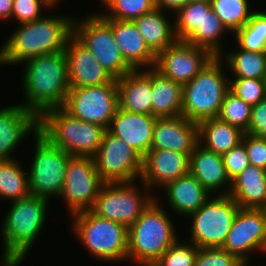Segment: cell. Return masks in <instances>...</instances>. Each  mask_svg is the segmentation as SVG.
<instances>
[{
    "instance_id": "2e32d148",
    "label": "cell",
    "mask_w": 266,
    "mask_h": 266,
    "mask_svg": "<svg viewBox=\"0 0 266 266\" xmlns=\"http://www.w3.org/2000/svg\"><path fill=\"white\" fill-rule=\"evenodd\" d=\"M214 57L208 49L177 40L156 56L154 68L163 76L183 86Z\"/></svg>"
},
{
    "instance_id": "ee69618b",
    "label": "cell",
    "mask_w": 266,
    "mask_h": 266,
    "mask_svg": "<svg viewBox=\"0 0 266 266\" xmlns=\"http://www.w3.org/2000/svg\"><path fill=\"white\" fill-rule=\"evenodd\" d=\"M245 133L266 138V97L252 106L249 128Z\"/></svg>"
},
{
    "instance_id": "836d02e7",
    "label": "cell",
    "mask_w": 266,
    "mask_h": 266,
    "mask_svg": "<svg viewBox=\"0 0 266 266\" xmlns=\"http://www.w3.org/2000/svg\"><path fill=\"white\" fill-rule=\"evenodd\" d=\"M210 3L212 10L232 34L243 27L254 12L248 0H211Z\"/></svg>"
},
{
    "instance_id": "f1b7e54d",
    "label": "cell",
    "mask_w": 266,
    "mask_h": 266,
    "mask_svg": "<svg viewBox=\"0 0 266 266\" xmlns=\"http://www.w3.org/2000/svg\"><path fill=\"white\" fill-rule=\"evenodd\" d=\"M199 126V143L206 149L223 155L237 146L243 138V132L218 117L203 120Z\"/></svg>"
},
{
    "instance_id": "7a4b0ae2",
    "label": "cell",
    "mask_w": 266,
    "mask_h": 266,
    "mask_svg": "<svg viewBox=\"0 0 266 266\" xmlns=\"http://www.w3.org/2000/svg\"><path fill=\"white\" fill-rule=\"evenodd\" d=\"M21 105L40 117L45 111L63 107L70 90L65 51L40 55L26 61Z\"/></svg>"
},
{
    "instance_id": "cb8c5ba5",
    "label": "cell",
    "mask_w": 266,
    "mask_h": 266,
    "mask_svg": "<svg viewBox=\"0 0 266 266\" xmlns=\"http://www.w3.org/2000/svg\"><path fill=\"white\" fill-rule=\"evenodd\" d=\"M117 85L120 108L152 115L151 68L133 70L117 78Z\"/></svg>"
},
{
    "instance_id": "d590c367",
    "label": "cell",
    "mask_w": 266,
    "mask_h": 266,
    "mask_svg": "<svg viewBox=\"0 0 266 266\" xmlns=\"http://www.w3.org/2000/svg\"><path fill=\"white\" fill-rule=\"evenodd\" d=\"M210 2H190L174 13L175 35L185 41L201 25L205 14L211 10Z\"/></svg>"
},
{
    "instance_id": "74e56055",
    "label": "cell",
    "mask_w": 266,
    "mask_h": 266,
    "mask_svg": "<svg viewBox=\"0 0 266 266\" xmlns=\"http://www.w3.org/2000/svg\"><path fill=\"white\" fill-rule=\"evenodd\" d=\"M178 238L151 266H195L198 247Z\"/></svg>"
},
{
    "instance_id": "bcb514c9",
    "label": "cell",
    "mask_w": 266,
    "mask_h": 266,
    "mask_svg": "<svg viewBox=\"0 0 266 266\" xmlns=\"http://www.w3.org/2000/svg\"><path fill=\"white\" fill-rule=\"evenodd\" d=\"M13 0H0V20H12Z\"/></svg>"
},
{
    "instance_id": "5b68a950",
    "label": "cell",
    "mask_w": 266,
    "mask_h": 266,
    "mask_svg": "<svg viewBox=\"0 0 266 266\" xmlns=\"http://www.w3.org/2000/svg\"><path fill=\"white\" fill-rule=\"evenodd\" d=\"M106 130L98 124L77 119L63 107L47 110L39 117V133L71 156L93 157Z\"/></svg>"
},
{
    "instance_id": "e575fe53",
    "label": "cell",
    "mask_w": 266,
    "mask_h": 266,
    "mask_svg": "<svg viewBox=\"0 0 266 266\" xmlns=\"http://www.w3.org/2000/svg\"><path fill=\"white\" fill-rule=\"evenodd\" d=\"M103 11L99 13L106 19L133 21L156 8V0H101Z\"/></svg>"
},
{
    "instance_id": "9a60e30c",
    "label": "cell",
    "mask_w": 266,
    "mask_h": 266,
    "mask_svg": "<svg viewBox=\"0 0 266 266\" xmlns=\"http://www.w3.org/2000/svg\"><path fill=\"white\" fill-rule=\"evenodd\" d=\"M221 248L235 255L240 261H250L252 252L260 251L264 254L266 248L264 210L240 207Z\"/></svg>"
},
{
    "instance_id": "d6986e66",
    "label": "cell",
    "mask_w": 266,
    "mask_h": 266,
    "mask_svg": "<svg viewBox=\"0 0 266 266\" xmlns=\"http://www.w3.org/2000/svg\"><path fill=\"white\" fill-rule=\"evenodd\" d=\"M64 51L68 62L70 87L99 86L114 79L73 35L67 40Z\"/></svg>"
},
{
    "instance_id": "83f0119b",
    "label": "cell",
    "mask_w": 266,
    "mask_h": 266,
    "mask_svg": "<svg viewBox=\"0 0 266 266\" xmlns=\"http://www.w3.org/2000/svg\"><path fill=\"white\" fill-rule=\"evenodd\" d=\"M183 86L151 68L152 115L157 118L176 117L182 111Z\"/></svg>"
},
{
    "instance_id": "e0dca14e",
    "label": "cell",
    "mask_w": 266,
    "mask_h": 266,
    "mask_svg": "<svg viewBox=\"0 0 266 266\" xmlns=\"http://www.w3.org/2000/svg\"><path fill=\"white\" fill-rule=\"evenodd\" d=\"M32 132V133H31ZM39 132V117L21 104L0 107V160L13 159L23 139Z\"/></svg>"
},
{
    "instance_id": "816d5d0a",
    "label": "cell",
    "mask_w": 266,
    "mask_h": 266,
    "mask_svg": "<svg viewBox=\"0 0 266 266\" xmlns=\"http://www.w3.org/2000/svg\"><path fill=\"white\" fill-rule=\"evenodd\" d=\"M263 80H264L265 96H266V76H265V78Z\"/></svg>"
},
{
    "instance_id": "7402d4cb",
    "label": "cell",
    "mask_w": 266,
    "mask_h": 266,
    "mask_svg": "<svg viewBox=\"0 0 266 266\" xmlns=\"http://www.w3.org/2000/svg\"><path fill=\"white\" fill-rule=\"evenodd\" d=\"M189 172L212 195H229L231 181L222 155L198 143L190 154Z\"/></svg>"
},
{
    "instance_id": "4dcf8cb0",
    "label": "cell",
    "mask_w": 266,
    "mask_h": 266,
    "mask_svg": "<svg viewBox=\"0 0 266 266\" xmlns=\"http://www.w3.org/2000/svg\"><path fill=\"white\" fill-rule=\"evenodd\" d=\"M20 163L15 158L0 160V198L8 202L31 194L28 172Z\"/></svg>"
},
{
    "instance_id": "4fadbf2b",
    "label": "cell",
    "mask_w": 266,
    "mask_h": 266,
    "mask_svg": "<svg viewBox=\"0 0 266 266\" xmlns=\"http://www.w3.org/2000/svg\"><path fill=\"white\" fill-rule=\"evenodd\" d=\"M93 158L104 182H133L141 179L143 157L108 130Z\"/></svg>"
},
{
    "instance_id": "ba28073f",
    "label": "cell",
    "mask_w": 266,
    "mask_h": 266,
    "mask_svg": "<svg viewBox=\"0 0 266 266\" xmlns=\"http://www.w3.org/2000/svg\"><path fill=\"white\" fill-rule=\"evenodd\" d=\"M136 182H104L91 211L129 228L156 199L153 190L141 180L143 189L139 188Z\"/></svg>"
},
{
    "instance_id": "c3c4849f",
    "label": "cell",
    "mask_w": 266,
    "mask_h": 266,
    "mask_svg": "<svg viewBox=\"0 0 266 266\" xmlns=\"http://www.w3.org/2000/svg\"><path fill=\"white\" fill-rule=\"evenodd\" d=\"M52 9L59 3L60 0H44Z\"/></svg>"
},
{
    "instance_id": "603a6c76",
    "label": "cell",
    "mask_w": 266,
    "mask_h": 266,
    "mask_svg": "<svg viewBox=\"0 0 266 266\" xmlns=\"http://www.w3.org/2000/svg\"><path fill=\"white\" fill-rule=\"evenodd\" d=\"M112 33L125 61L134 70L155 67L156 55L149 49L133 21L112 19Z\"/></svg>"
},
{
    "instance_id": "d6a6232c",
    "label": "cell",
    "mask_w": 266,
    "mask_h": 266,
    "mask_svg": "<svg viewBox=\"0 0 266 266\" xmlns=\"http://www.w3.org/2000/svg\"><path fill=\"white\" fill-rule=\"evenodd\" d=\"M233 35L239 48L266 52V12L255 10L250 20Z\"/></svg>"
},
{
    "instance_id": "ffe728a7",
    "label": "cell",
    "mask_w": 266,
    "mask_h": 266,
    "mask_svg": "<svg viewBox=\"0 0 266 266\" xmlns=\"http://www.w3.org/2000/svg\"><path fill=\"white\" fill-rule=\"evenodd\" d=\"M198 143V123L182 115L157 118L151 149H169L190 155Z\"/></svg>"
},
{
    "instance_id": "52a82bcc",
    "label": "cell",
    "mask_w": 266,
    "mask_h": 266,
    "mask_svg": "<svg viewBox=\"0 0 266 266\" xmlns=\"http://www.w3.org/2000/svg\"><path fill=\"white\" fill-rule=\"evenodd\" d=\"M71 229L90 256L101 262L128 261V228L91 210L71 215Z\"/></svg>"
},
{
    "instance_id": "44dd1931",
    "label": "cell",
    "mask_w": 266,
    "mask_h": 266,
    "mask_svg": "<svg viewBox=\"0 0 266 266\" xmlns=\"http://www.w3.org/2000/svg\"><path fill=\"white\" fill-rule=\"evenodd\" d=\"M156 120L153 115L132 113L118 107L107 130L144 157L151 149Z\"/></svg>"
},
{
    "instance_id": "6da1fadb",
    "label": "cell",
    "mask_w": 266,
    "mask_h": 266,
    "mask_svg": "<svg viewBox=\"0 0 266 266\" xmlns=\"http://www.w3.org/2000/svg\"><path fill=\"white\" fill-rule=\"evenodd\" d=\"M60 16L44 14L35 21L18 24L0 48V66L20 65L40 55L64 51L73 35L74 17Z\"/></svg>"
},
{
    "instance_id": "f907efd6",
    "label": "cell",
    "mask_w": 266,
    "mask_h": 266,
    "mask_svg": "<svg viewBox=\"0 0 266 266\" xmlns=\"http://www.w3.org/2000/svg\"><path fill=\"white\" fill-rule=\"evenodd\" d=\"M211 0H187V3L190 2H210Z\"/></svg>"
},
{
    "instance_id": "484cf974",
    "label": "cell",
    "mask_w": 266,
    "mask_h": 266,
    "mask_svg": "<svg viewBox=\"0 0 266 266\" xmlns=\"http://www.w3.org/2000/svg\"><path fill=\"white\" fill-rule=\"evenodd\" d=\"M229 196L241 208L263 209L266 205V170L249 164L231 181Z\"/></svg>"
},
{
    "instance_id": "277c9868",
    "label": "cell",
    "mask_w": 266,
    "mask_h": 266,
    "mask_svg": "<svg viewBox=\"0 0 266 266\" xmlns=\"http://www.w3.org/2000/svg\"><path fill=\"white\" fill-rule=\"evenodd\" d=\"M159 197L128 228V262L151 266L179 237Z\"/></svg>"
},
{
    "instance_id": "3957f363",
    "label": "cell",
    "mask_w": 266,
    "mask_h": 266,
    "mask_svg": "<svg viewBox=\"0 0 266 266\" xmlns=\"http://www.w3.org/2000/svg\"><path fill=\"white\" fill-rule=\"evenodd\" d=\"M49 201L30 194L13 200L1 224L3 253L1 261L22 262L46 225Z\"/></svg>"
},
{
    "instance_id": "7bdbcfd3",
    "label": "cell",
    "mask_w": 266,
    "mask_h": 266,
    "mask_svg": "<svg viewBox=\"0 0 266 266\" xmlns=\"http://www.w3.org/2000/svg\"><path fill=\"white\" fill-rule=\"evenodd\" d=\"M241 142L245 145L249 164L266 170V138L244 133Z\"/></svg>"
},
{
    "instance_id": "4316f807",
    "label": "cell",
    "mask_w": 266,
    "mask_h": 266,
    "mask_svg": "<svg viewBox=\"0 0 266 266\" xmlns=\"http://www.w3.org/2000/svg\"><path fill=\"white\" fill-rule=\"evenodd\" d=\"M165 11L155 8L133 20L149 49L157 56L176 41L174 21L169 20Z\"/></svg>"
},
{
    "instance_id": "60d3db41",
    "label": "cell",
    "mask_w": 266,
    "mask_h": 266,
    "mask_svg": "<svg viewBox=\"0 0 266 266\" xmlns=\"http://www.w3.org/2000/svg\"><path fill=\"white\" fill-rule=\"evenodd\" d=\"M240 260L221 247L199 248L195 266H237Z\"/></svg>"
},
{
    "instance_id": "1f68e13d",
    "label": "cell",
    "mask_w": 266,
    "mask_h": 266,
    "mask_svg": "<svg viewBox=\"0 0 266 266\" xmlns=\"http://www.w3.org/2000/svg\"><path fill=\"white\" fill-rule=\"evenodd\" d=\"M225 32L231 34L211 9L205 14L201 25H198L185 42L208 49L215 57H218L224 49L221 40Z\"/></svg>"
},
{
    "instance_id": "f5cc1de1",
    "label": "cell",
    "mask_w": 266,
    "mask_h": 266,
    "mask_svg": "<svg viewBox=\"0 0 266 266\" xmlns=\"http://www.w3.org/2000/svg\"><path fill=\"white\" fill-rule=\"evenodd\" d=\"M263 210H264V212H265V215H266V205L264 206Z\"/></svg>"
},
{
    "instance_id": "f35d334b",
    "label": "cell",
    "mask_w": 266,
    "mask_h": 266,
    "mask_svg": "<svg viewBox=\"0 0 266 266\" xmlns=\"http://www.w3.org/2000/svg\"><path fill=\"white\" fill-rule=\"evenodd\" d=\"M236 96L243 99L251 107L262 101L265 96L263 79L234 78L230 76V89Z\"/></svg>"
},
{
    "instance_id": "5bb4252c",
    "label": "cell",
    "mask_w": 266,
    "mask_h": 266,
    "mask_svg": "<svg viewBox=\"0 0 266 266\" xmlns=\"http://www.w3.org/2000/svg\"><path fill=\"white\" fill-rule=\"evenodd\" d=\"M103 183L93 157L72 156L59 195L67 205L68 214L91 210Z\"/></svg>"
},
{
    "instance_id": "30bf717a",
    "label": "cell",
    "mask_w": 266,
    "mask_h": 266,
    "mask_svg": "<svg viewBox=\"0 0 266 266\" xmlns=\"http://www.w3.org/2000/svg\"><path fill=\"white\" fill-rule=\"evenodd\" d=\"M239 208L229 195H211L196 212L185 218L191 221L187 241L198 248L222 247Z\"/></svg>"
},
{
    "instance_id": "f546056e",
    "label": "cell",
    "mask_w": 266,
    "mask_h": 266,
    "mask_svg": "<svg viewBox=\"0 0 266 266\" xmlns=\"http://www.w3.org/2000/svg\"><path fill=\"white\" fill-rule=\"evenodd\" d=\"M235 49L225 50L218 56L231 71L234 78L264 79L266 76V52L243 50L235 45Z\"/></svg>"
},
{
    "instance_id": "7dc6e473",
    "label": "cell",
    "mask_w": 266,
    "mask_h": 266,
    "mask_svg": "<svg viewBox=\"0 0 266 266\" xmlns=\"http://www.w3.org/2000/svg\"><path fill=\"white\" fill-rule=\"evenodd\" d=\"M0 266H20L22 264L21 262H15V261H1Z\"/></svg>"
},
{
    "instance_id": "7c38bea8",
    "label": "cell",
    "mask_w": 266,
    "mask_h": 266,
    "mask_svg": "<svg viewBox=\"0 0 266 266\" xmlns=\"http://www.w3.org/2000/svg\"><path fill=\"white\" fill-rule=\"evenodd\" d=\"M119 107L117 79L99 86L70 87L63 108L77 119L108 129Z\"/></svg>"
},
{
    "instance_id": "681fc988",
    "label": "cell",
    "mask_w": 266,
    "mask_h": 266,
    "mask_svg": "<svg viewBox=\"0 0 266 266\" xmlns=\"http://www.w3.org/2000/svg\"><path fill=\"white\" fill-rule=\"evenodd\" d=\"M248 263H250V261H240L237 266H250Z\"/></svg>"
},
{
    "instance_id": "ab89813d",
    "label": "cell",
    "mask_w": 266,
    "mask_h": 266,
    "mask_svg": "<svg viewBox=\"0 0 266 266\" xmlns=\"http://www.w3.org/2000/svg\"><path fill=\"white\" fill-rule=\"evenodd\" d=\"M49 8L44 0H13L12 19L18 24L32 22L44 15L43 9Z\"/></svg>"
},
{
    "instance_id": "9c48e42d",
    "label": "cell",
    "mask_w": 266,
    "mask_h": 266,
    "mask_svg": "<svg viewBox=\"0 0 266 266\" xmlns=\"http://www.w3.org/2000/svg\"><path fill=\"white\" fill-rule=\"evenodd\" d=\"M73 20V36L95 57L115 79L134 69L125 61L112 33V19L98 11Z\"/></svg>"
},
{
    "instance_id": "8d00e7d4",
    "label": "cell",
    "mask_w": 266,
    "mask_h": 266,
    "mask_svg": "<svg viewBox=\"0 0 266 266\" xmlns=\"http://www.w3.org/2000/svg\"><path fill=\"white\" fill-rule=\"evenodd\" d=\"M251 108L243 99L229 90L221 105L218 118L246 132L251 119Z\"/></svg>"
},
{
    "instance_id": "8992f818",
    "label": "cell",
    "mask_w": 266,
    "mask_h": 266,
    "mask_svg": "<svg viewBox=\"0 0 266 266\" xmlns=\"http://www.w3.org/2000/svg\"><path fill=\"white\" fill-rule=\"evenodd\" d=\"M225 63L214 57L191 81L183 85L181 115L192 122L218 117L230 89ZM223 68V69H222Z\"/></svg>"
},
{
    "instance_id": "b9f144b4",
    "label": "cell",
    "mask_w": 266,
    "mask_h": 266,
    "mask_svg": "<svg viewBox=\"0 0 266 266\" xmlns=\"http://www.w3.org/2000/svg\"><path fill=\"white\" fill-rule=\"evenodd\" d=\"M222 158L230 181L237 177L249 165L247 151L242 142L223 154Z\"/></svg>"
},
{
    "instance_id": "ac0fdd59",
    "label": "cell",
    "mask_w": 266,
    "mask_h": 266,
    "mask_svg": "<svg viewBox=\"0 0 266 266\" xmlns=\"http://www.w3.org/2000/svg\"><path fill=\"white\" fill-rule=\"evenodd\" d=\"M189 162L190 155L188 154L169 149H150L143 157L140 180L150 190L155 187L162 189L167 183L188 174Z\"/></svg>"
},
{
    "instance_id": "f6af8a7d",
    "label": "cell",
    "mask_w": 266,
    "mask_h": 266,
    "mask_svg": "<svg viewBox=\"0 0 266 266\" xmlns=\"http://www.w3.org/2000/svg\"><path fill=\"white\" fill-rule=\"evenodd\" d=\"M187 4V0H156V8L159 10L171 12V14L179 11L184 5Z\"/></svg>"
},
{
    "instance_id": "d4e9b609",
    "label": "cell",
    "mask_w": 266,
    "mask_h": 266,
    "mask_svg": "<svg viewBox=\"0 0 266 266\" xmlns=\"http://www.w3.org/2000/svg\"><path fill=\"white\" fill-rule=\"evenodd\" d=\"M164 188V189H163ZM162 188L168 206L179 216L196 212L212 195L189 172Z\"/></svg>"
},
{
    "instance_id": "8fae6325",
    "label": "cell",
    "mask_w": 266,
    "mask_h": 266,
    "mask_svg": "<svg viewBox=\"0 0 266 266\" xmlns=\"http://www.w3.org/2000/svg\"><path fill=\"white\" fill-rule=\"evenodd\" d=\"M34 154L28 168L29 190L32 195L48 200L59 196L64 187L67 164L72 157L66 151L52 145L39 132L32 136Z\"/></svg>"
}]
</instances>
